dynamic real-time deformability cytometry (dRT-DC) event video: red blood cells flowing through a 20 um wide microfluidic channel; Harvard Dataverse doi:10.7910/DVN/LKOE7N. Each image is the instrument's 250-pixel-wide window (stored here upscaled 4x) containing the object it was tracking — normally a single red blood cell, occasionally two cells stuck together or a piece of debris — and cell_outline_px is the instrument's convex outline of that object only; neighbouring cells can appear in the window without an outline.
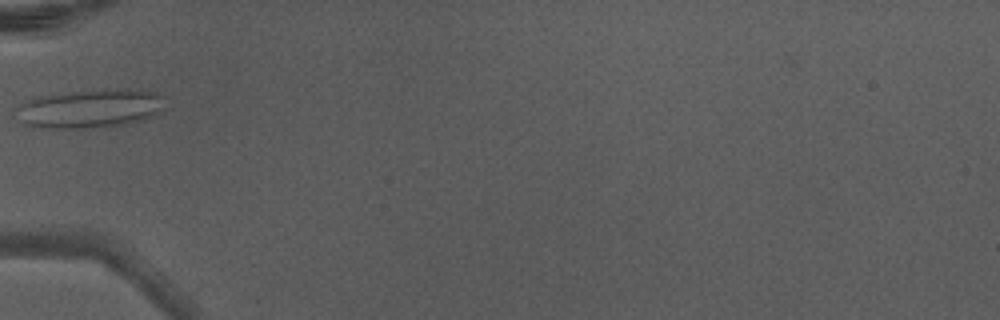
{"species": "Egyptian fruit bat (a non-hibernating species)", "species_latin": "Rousettus aegyptiacus", "temperature_condition": "warm", "stored_images_in_passage": 6, "camera_frame_rate_fps": 3000, "um_per_image_px": 0.085, "animal": {"sex": "male"}, "frame": {"image": 1, "passage_image": 6, "time_ms": 1.667, "image_size_px": [1000, 320], "cell_outline_px": [[164, 108], [160, 112], [140, 120], [124, 124], [100, 128], [40, 128], [24, 124], [20, 120], [16, 108], [24, 100], [44, 96], [72, 92], [156, 92], [164, 96]], "centroid_in_image_um": [7.59, 9.29], "position_along_channel_um": 77.4, "area_um2": 32.31}}